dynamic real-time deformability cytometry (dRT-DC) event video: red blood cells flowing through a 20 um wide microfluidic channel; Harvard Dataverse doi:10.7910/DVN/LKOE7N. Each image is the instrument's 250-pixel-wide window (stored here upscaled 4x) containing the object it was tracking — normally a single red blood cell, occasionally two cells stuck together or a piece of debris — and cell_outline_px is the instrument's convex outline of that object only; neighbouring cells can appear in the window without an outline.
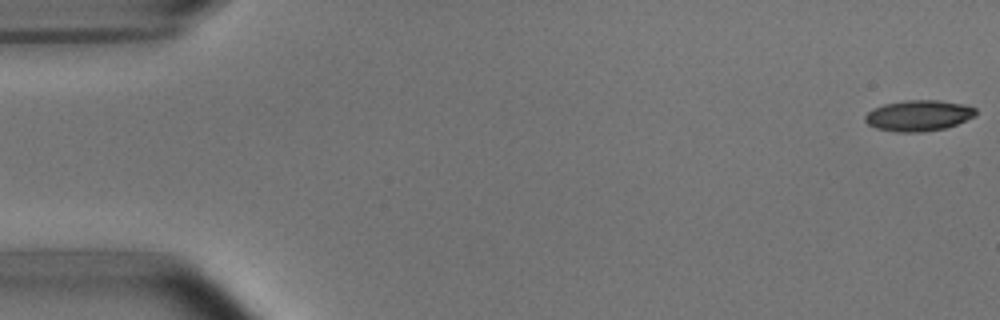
{"species": "common noctule bat (a hibernating species)", "species_latin": "Nyctalus noctula", "temperature_condition": "room temperature", "stored_images_in_passage": 52, "camera_frame_rate_fps": 3000, "um_per_image_px": 0.085, "animal": {"sex": "male", "body_mass_g": 15.6}, "frame": {"image": 1, "passage_image": 1, "time_ms": 0.0, "image_size_px": [1000, 320], "cell_outline_px": [[976, 116], [956, 124], [944, 128], [924, 132], [896, 132], [876, 128], [868, 124], [864, 120], [864, 116], [872, 108], [884, 104], [904, 100], [936, 100], [960, 104], [976, 108]], "centroid_in_image_um": [78.04, 9.83], "position_along_channel_um": 7.0, "area_um2": 19.88}}
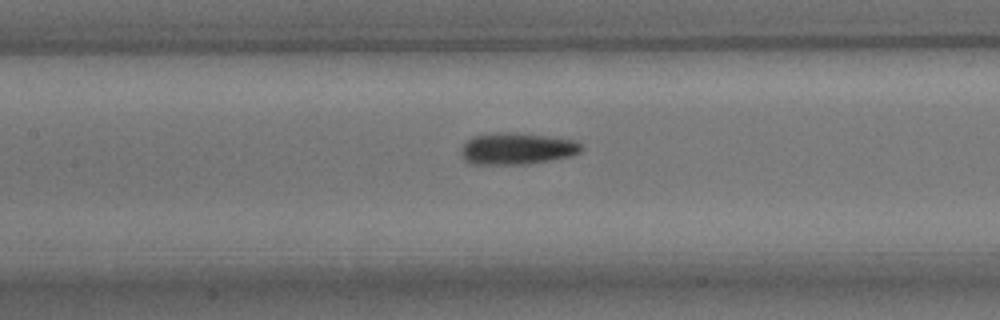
{"frame": {"image": 2, "passage_image": 24, "time_ms": 7.667, "image_size_px": [1000, 320], "cell_outline_px": [[584, 148], [580, 152], [568, 156], [528, 164], [472, 164], [464, 160], [460, 152], [464, 144], [472, 136], [544, 136], [572, 140], [580, 144]], "centroid_in_image_um": [43.93, 12.71], "position_along_channel_um": 163.5, "area_um2": 20.69}}
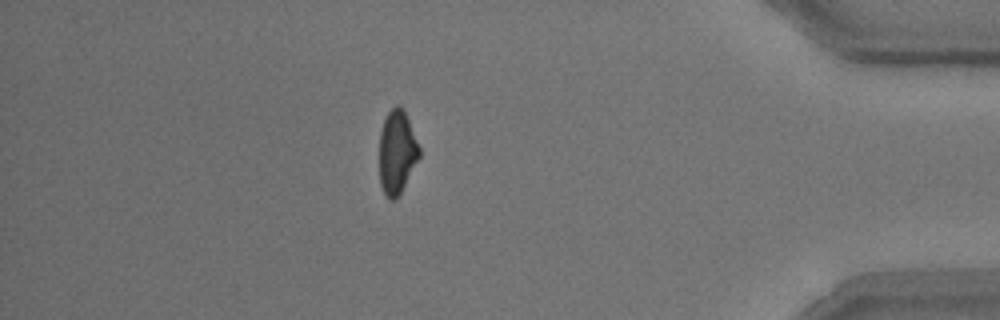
{"frame": {"image": 3, "passage_image": 46, "time_ms": 15.0, "image_size_px": [1000, 320], "cell_outline_px": [[420, 156], [400, 192], [392, 200], [388, 200], [384, 196], [380, 184], [380, 132], [384, 120], [388, 112], [396, 104], [400, 104], [408, 120], [420, 148]], "centroid_in_image_um": [33.72, 12.93], "position_along_channel_um": 401.5, "area_um2": 19.13}, "authors_computed_cell_mechanics": {"area_um2": 20.6057, "velocity_mm_per_s": 3.8135, "shape_relaxation_time_tau1_ms": 5.2428, "shape_relaxation_time_tau2_ms": 5.4846, "deformation_change_tau1": 0.1652, "deformation_change_tau2": 0.1416}}